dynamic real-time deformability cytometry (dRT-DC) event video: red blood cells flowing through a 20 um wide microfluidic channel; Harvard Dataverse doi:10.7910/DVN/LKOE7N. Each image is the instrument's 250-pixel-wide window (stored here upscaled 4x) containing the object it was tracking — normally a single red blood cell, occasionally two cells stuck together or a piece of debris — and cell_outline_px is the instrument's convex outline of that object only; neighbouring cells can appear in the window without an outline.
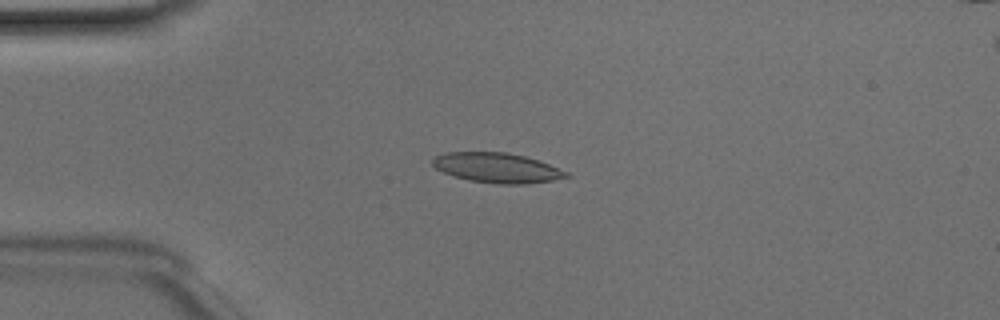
{"species": "Egyptian fruit bat (a non-hibernating species)", "species_latin": "Rousettus aegyptiacus", "temperature_condition": "room temperature", "stored_images_in_passage": 48, "camera_frame_rate_fps": 3000, "um_per_image_px": 0.085, "animal": {"sex": "male"}, "frame": {"image": 1, "passage_image": 11, "time_ms": 3.333, "image_size_px": [1000, 320], "cell_outline_px": [[572, 176], [552, 180], [528, 184], [500, 184], [468, 180], [452, 176], [436, 168], [432, 164], [432, 156], [444, 152], [504, 152], [524, 156], [548, 164], [568, 172]], "centroid_in_image_um": [42.2, 14.26], "position_along_channel_um": 42.8, "area_um2": 23.29}}
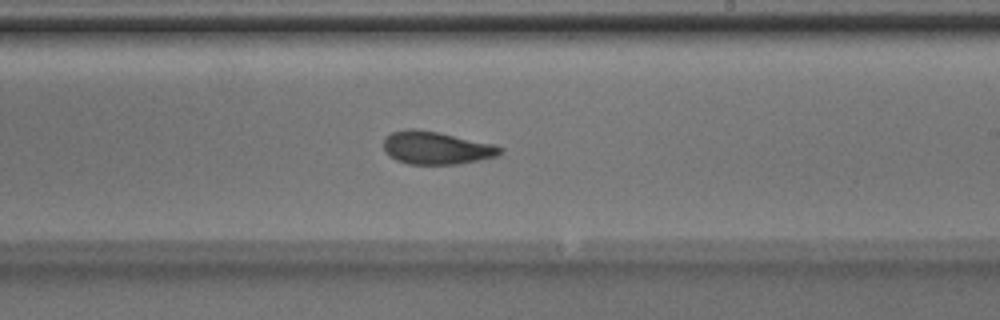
{"frame": {"image": 2, "passage_image": 28, "time_ms": 9.0, "image_size_px": [1000, 320], "cell_outline_px": [[504, 148], [496, 156], [460, 164], [408, 164], [396, 160], [388, 156], [384, 152], [384, 140], [392, 132], [408, 128], [412, 128], [436, 132], [492, 144]], "centroid_in_image_um": [37.03, 12.58], "position_along_channel_um": 252.0, "area_um2": 22.02}}
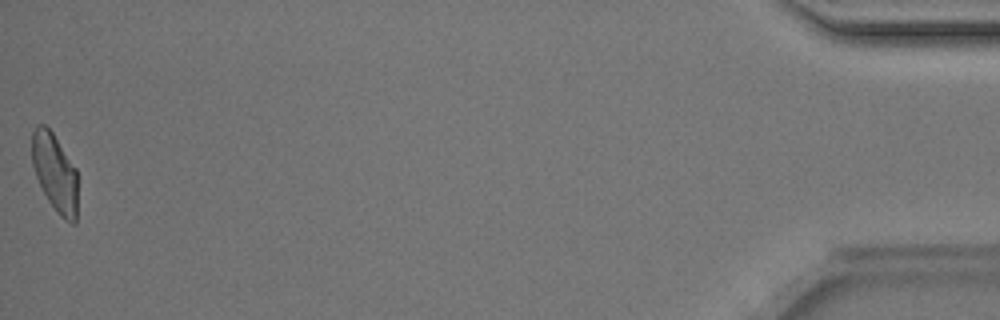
{"frame": {"image": 3, "passage_image": 48, "time_ms": 15.667, "image_size_px": [1000, 320], "cell_outline_px": [[76, 224], [72, 224], [64, 220], [60, 216], [48, 200], [36, 176], [32, 164], [32, 132], [36, 124], [44, 124], [52, 132], [76, 168]], "centroid_in_image_um": [4.65, 14.66], "position_along_channel_um": 430.5, "area_um2": 20.58}, "authors_computed_cell_mechanics": {"area_um2": 22.3686, "velocity_mm_per_s": 4.1215, "shape_relaxation_time_tau1_ms": 6.3647, "shape_relaxation_time_tau2_ms": 2.8101, "deformation_change_tau1": 0.1893, "deformation_change_tau2": 0.0982}}